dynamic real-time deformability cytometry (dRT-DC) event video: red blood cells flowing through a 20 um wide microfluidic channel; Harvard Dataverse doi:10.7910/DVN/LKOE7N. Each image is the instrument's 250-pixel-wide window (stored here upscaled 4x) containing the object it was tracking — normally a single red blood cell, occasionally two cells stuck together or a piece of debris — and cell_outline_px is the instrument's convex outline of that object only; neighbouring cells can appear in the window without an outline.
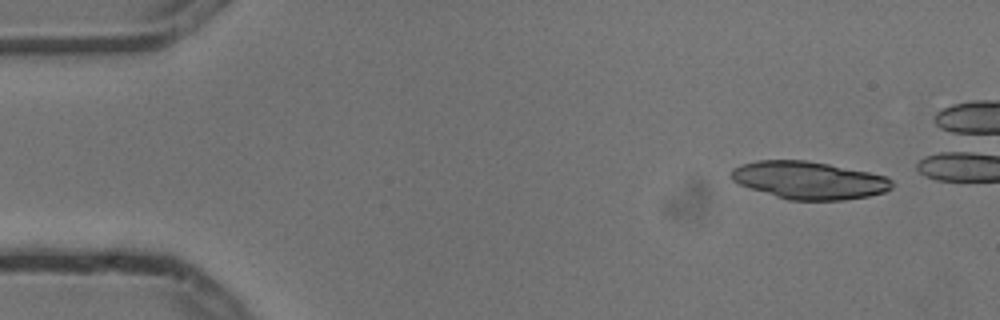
{"species": "common noctule bat (a hibernating species)", "species_latin": "Nyctalus noctula", "temperature_condition": "cold", "stored_images_in_passage": 5, "camera_frame_rate_fps": 3000, "um_per_image_px": 0.085, "animal": {"sex": "male", "body_mass_g": 13.3}, "frame": {"image": 1, "passage_image": 1, "time_ms": 0.0, "image_size_px": [1000, 320], "cell_outline_px": [[892, 188], [884, 192], [868, 196], [844, 200], [788, 200], [740, 184], [732, 180], [728, 176], [728, 172], [732, 168], [740, 164], [756, 160], [808, 160], [888, 176], [892, 180]], "centroid_in_image_um": [68.74, 15.31], "position_along_channel_um": 16.3, "area_um2": 35.32}}